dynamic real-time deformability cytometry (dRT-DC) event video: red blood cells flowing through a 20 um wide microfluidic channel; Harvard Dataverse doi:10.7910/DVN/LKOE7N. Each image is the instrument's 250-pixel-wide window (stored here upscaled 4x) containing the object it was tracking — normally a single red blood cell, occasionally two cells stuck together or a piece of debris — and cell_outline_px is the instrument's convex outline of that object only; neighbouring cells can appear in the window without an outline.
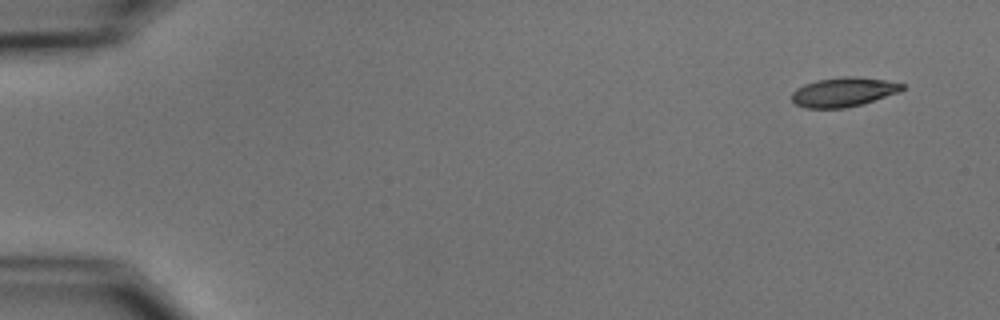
{"species": "common noctule bat (a hibernating species)", "species_latin": "Nyctalus noctula", "temperature_condition": "cold", "stored_images_in_passage": 4, "camera_frame_rate_fps": 3000, "um_per_image_px": 0.085, "animal": {"sex": "male", "body_mass_g": 15.6}, "frame": {"image": 1, "passage_image": 1, "time_ms": 0.0, "image_size_px": [1000, 320], "cell_outline_px": [[904, 88], [900, 92], [860, 104], [844, 108], [804, 108], [796, 104], [792, 100], [792, 92], [796, 88], [804, 84], [816, 80], [840, 76], [856, 76], [884, 80], [904, 84]], "centroid_in_image_um": [71.66, 7.81], "position_along_channel_um": 13.3, "area_um2": 18.84}}
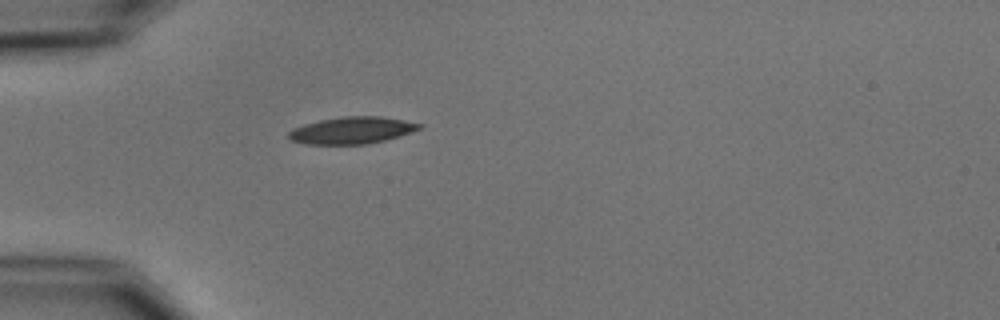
{"frame": {"image": 2, "passage_image": 4, "time_ms": 4.333, "image_size_px": [1000, 320], "cell_outline_px": [[424, 128], [400, 136], [368, 144], [308, 144], [288, 140], [288, 132], [292, 128], [304, 124], [320, 120], [344, 116], [380, 116], [404, 120], [424, 124]], "centroid_in_image_um": [29.93, 11.07], "position_along_channel_um": 55.1, "area_um2": 20.69}}